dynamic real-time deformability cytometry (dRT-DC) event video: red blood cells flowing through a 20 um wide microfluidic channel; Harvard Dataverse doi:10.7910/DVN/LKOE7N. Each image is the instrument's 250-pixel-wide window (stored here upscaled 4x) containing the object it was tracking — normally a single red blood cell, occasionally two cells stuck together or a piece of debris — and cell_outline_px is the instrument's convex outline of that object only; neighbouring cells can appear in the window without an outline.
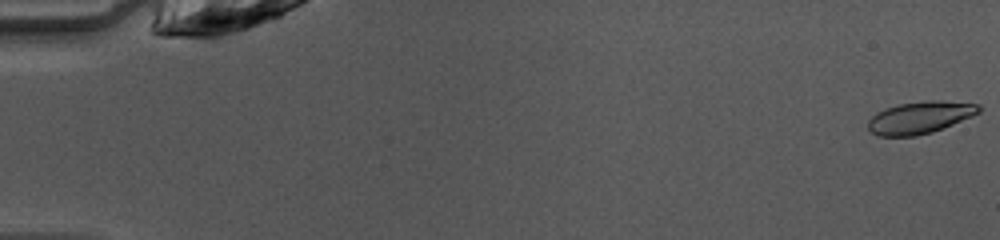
{"species": "common noctule bat (a hibernating species)", "species_latin": "Nyctalus noctula", "temperature_condition": "warm", "stored_images_in_passage": 45, "camera_frame_rate_fps": 3000, "um_per_image_px": 0.085, "animal": {"sex": "female", "body_mass_g": 10.0, "forearm_length_mm": 53.1}, "frame": {"image": 1, "passage_image": 1, "time_ms": 0.0, "image_size_px": [1000, 240], "cell_outline_px": [[980, 112], [972, 116], [932, 132], [916, 136], [880, 136], [872, 132], [868, 128], [868, 120], [876, 112], [884, 108], [900, 104], [928, 100], [940, 100], [980, 104]], "centroid_in_image_um": [78.19, 9.98], "position_along_channel_um": 6.8, "area_um2": 20.69}}
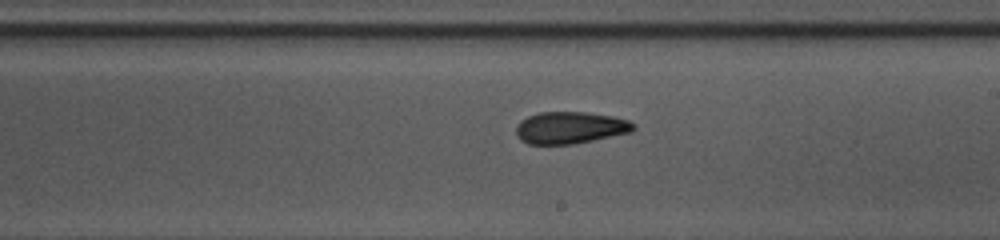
{"frame": {"image": 2, "passage_image": 29, "time_ms": 9.333, "image_size_px": [1000, 240], "cell_outline_px": [[636, 128], [632, 132], [572, 144], [528, 144], [520, 140], [516, 136], [516, 128], [520, 120], [528, 116], [540, 112], [584, 112], [612, 116], [628, 120], [636, 124]], "centroid_in_image_um": [48.46, 10.85], "position_along_channel_um": 240.5, "area_um2": 21.91}}
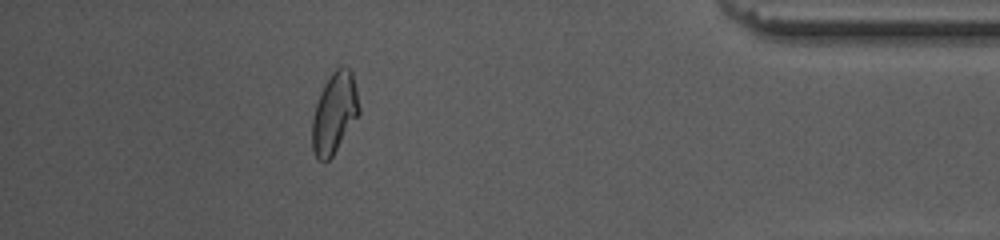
{"frame": {"image": 3, "passage_image": 44, "time_ms": 14.333, "image_size_px": [1000, 240], "cell_outline_px": [[360, 112], [332, 156], [328, 160], [320, 160], [316, 156], [312, 148], [312, 120], [316, 104], [320, 92], [324, 84], [332, 72], [340, 64], [344, 64], [352, 72], [356, 88], [360, 108]], "centroid_in_image_um": [28.43, 9.55], "position_along_channel_um": 406.8, "area_um2": 21.91}}